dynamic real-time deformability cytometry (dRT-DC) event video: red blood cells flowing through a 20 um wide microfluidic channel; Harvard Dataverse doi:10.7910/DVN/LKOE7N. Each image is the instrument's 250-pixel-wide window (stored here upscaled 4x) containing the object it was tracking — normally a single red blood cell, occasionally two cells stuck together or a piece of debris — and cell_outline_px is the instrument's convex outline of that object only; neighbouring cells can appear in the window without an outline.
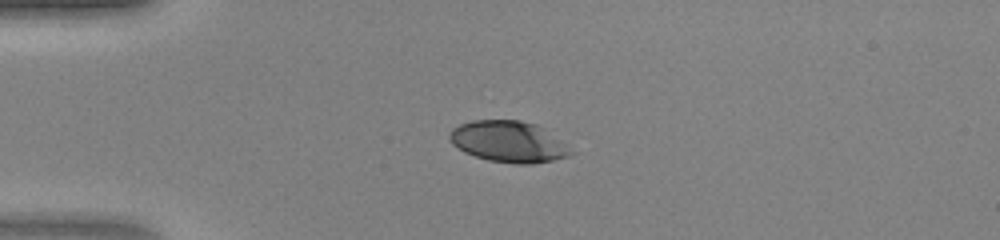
{"species": "human", "species_latin": "Homo sapiens", "temperature_condition": "warm", "stored_images_in_passage": 36, "camera_frame_rate_fps": 3000, "um_per_image_px": 0.085, "donor": {"sex": "female"}, "frame": {"image": 1, "passage_image": 1, "time_ms": 0.0, "image_size_px": [1000, 240], "cell_outline_px": [[576, 152], [568, 156], [552, 160], [532, 164], [516, 164], [488, 160], [464, 152], [452, 144], [448, 136], [448, 132], [452, 128], [460, 124], [472, 120], [520, 120], [536, 124], [544, 128]], "centroid_in_image_um": [43.21, 12.04], "position_along_channel_um": 41.8, "area_um2": 29.25}}
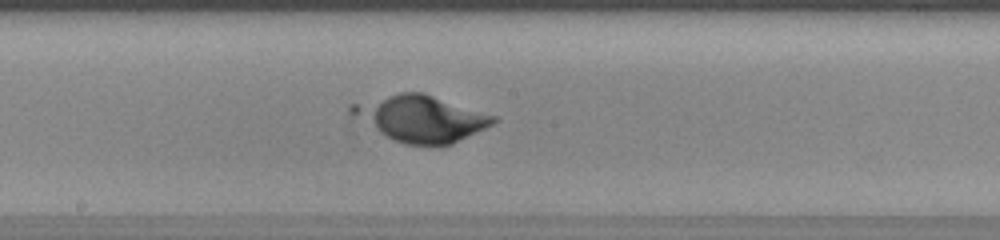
{"frame": {"image": 2, "passage_image": 15, "time_ms": 4.667, "image_size_px": [1000, 240], "cell_outline_px": [[500, 120], [452, 144], [404, 144], [380, 132], [348, 112], [348, 104], [400, 92], [424, 92], [496, 116]], "centroid_in_image_um": [35.77, 10.03], "position_along_channel_um": 212.4, "area_um2": 37.57}}
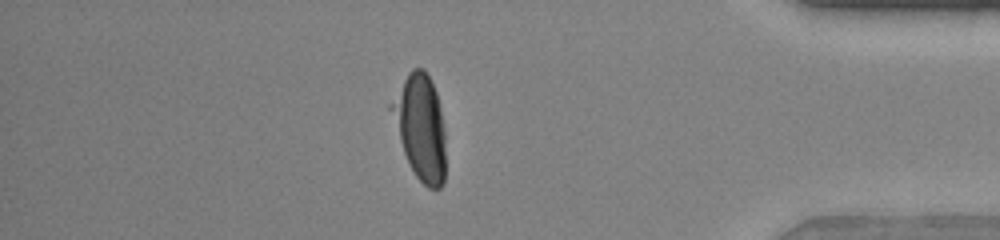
{"frame": {"image": 3, "passage_image": 30, "time_ms": 9.667, "image_size_px": [1000, 240], "cell_outline_px": [[444, 184], [440, 188], [428, 188], [416, 176], [404, 152], [388, 108], [388, 104], [408, 72], [412, 68], [424, 68], [436, 92], [440, 108], [444, 132]], "centroid_in_image_um": [35.71, 10.77], "position_along_channel_um": 399.5, "area_um2": 32.77}}